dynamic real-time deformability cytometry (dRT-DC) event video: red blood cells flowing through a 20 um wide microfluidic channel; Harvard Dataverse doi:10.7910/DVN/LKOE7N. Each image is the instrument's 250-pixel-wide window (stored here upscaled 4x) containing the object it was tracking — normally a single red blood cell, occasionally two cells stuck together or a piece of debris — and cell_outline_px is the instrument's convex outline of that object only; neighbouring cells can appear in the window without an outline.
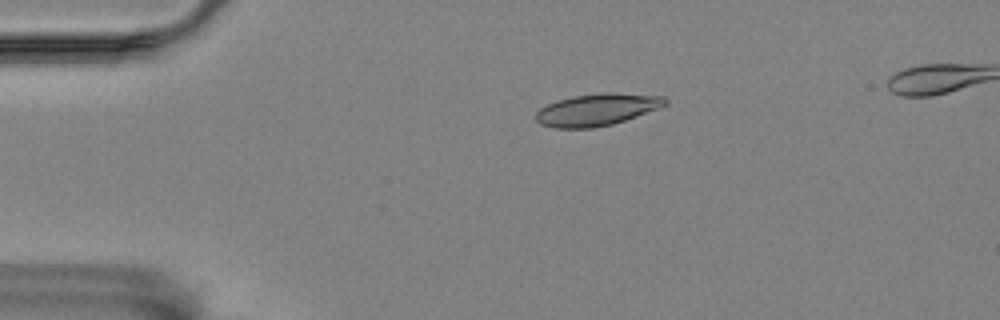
{"species": "Egyptian fruit bat (a non-hibernating species)", "species_latin": "Rousettus aegyptiacus", "temperature_condition": "room temperature", "stored_images_in_passage": 45, "camera_frame_rate_fps": 3000, "um_per_image_px": 0.085, "animal": {"sex": "female"}, "frame": {"image": 1, "passage_image": 1, "time_ms": 0.0, "image_size_px": [1000, 320], "cell_outline_px": [[668, 104], [660, 108], [612, 124], [592, 128], [552, 128], [540, 124], [536, 120], [536, 112], [540, 108], [556, 100], [572, 96], [608, 92], [612, 92], [664, 96], [668, 100]], "centroid_in_image_um": [50.74, 9.31], "position_along_channel_um": 34.3, "area_um2": 24.22}}
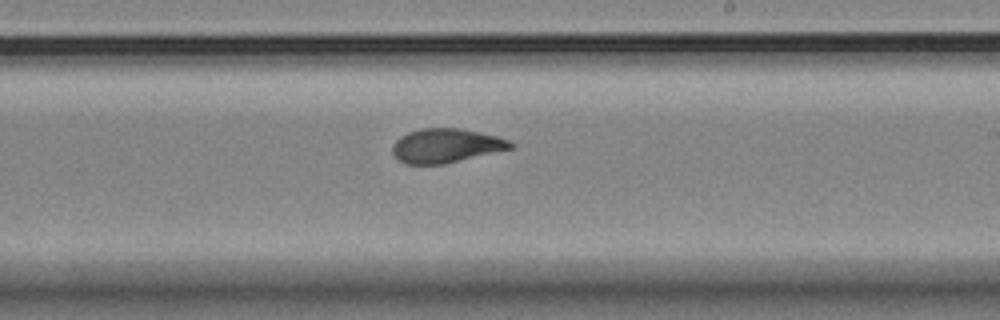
{"frame": {"image": 2, "passage_image": 23, "time_ms": 7.333, "image_size_px": [1000, 320], "cell_outline_px": [[516, 144], [512, 148], [444, 164], [404, 164], [392, 152], [392, 144], [400, 136], [408, 132], [420, 128], [460, 128], [480, 132], [496, 136], [508, 140]], "centroid_in_image_um": [37.89, 12.37], "position_along_channel_um": 251.1, "area_um2": 23.41}}
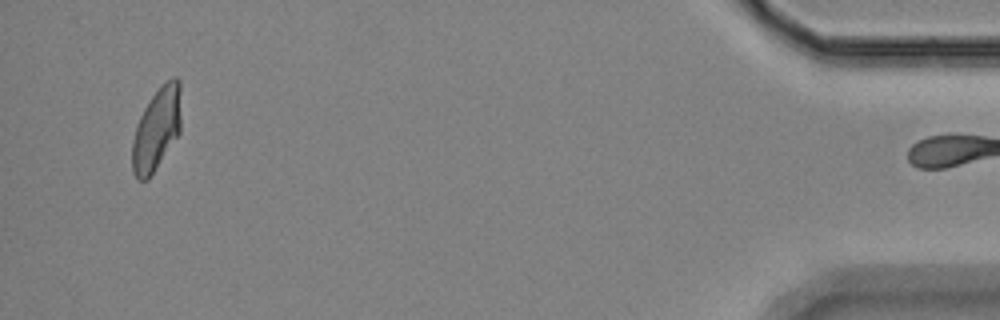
{"frame": {"image": 3, "passage_image": 44, "time_ms": 14.333, "image_size_px": [1000, 320], "cell_outline_px": [[180, 132], [148, 180], [136, 180], [132, 172], [132, 140], [136, 124], [144, 108], [160, 84], [172, 76], [176, 76], [180, 80]], "centroid_in_image_um": [13.3, 10.95], "position_along_channel_um": 421.9, "area_um2": 23.76}, "authors_computed_cell_mechanics": {"area_um2": 23.7558, "velocity_mm_per_s": 3.5066, "shape_relaxation_time_tau1_ms": 4.8518, "shape_relaxation_time_tau2_ms": 1.2293, "deformation_change_tau1": 0.1714, "deformation_change_tau2": 0.0789}}